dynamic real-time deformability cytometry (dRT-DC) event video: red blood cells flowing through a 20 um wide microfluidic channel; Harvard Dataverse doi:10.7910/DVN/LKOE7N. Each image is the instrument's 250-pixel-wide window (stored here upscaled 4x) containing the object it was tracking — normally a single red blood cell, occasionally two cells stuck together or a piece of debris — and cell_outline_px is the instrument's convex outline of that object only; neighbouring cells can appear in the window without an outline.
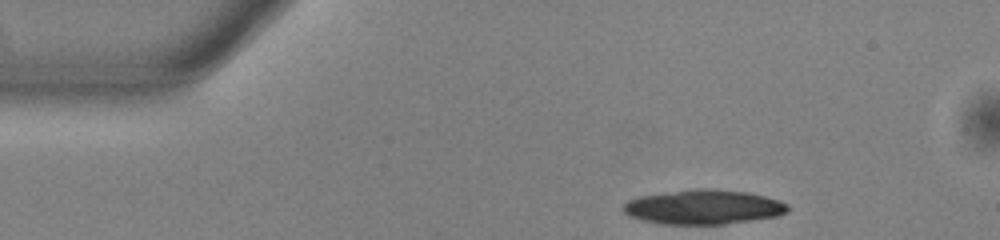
{"species": "common noctule bat (a hibernating species)", "species_latin": "Nyctalus noctula", "temperature_condition": "warm", "stored_images_in_passage": 30, "camera_frame_rate_fps": 3000, "um_per_image_px": 0.085, "animal": {"sex": "male", "body_mass_g": 13.0, "forearm_length_mm": 53.1}, "frame": {"image": 1, "passage_image": 1, "time_ms": 0.0, "image_size_px": [1000, 240], "cell_outline_px": [[792, 208], [776, 216], [724, 224], [660, 224], [644, 220], [632, 216], [624, 212], [620, 208], [628, 200], [640, 196], [664, 192], [692, 188], [712, 188], [748, 192], [780, 200], [788, 204]], "centroid_in_image_um": [59.79, 17.58], "position_along_channel_um": 25.2, "area_um2": 33.18}}
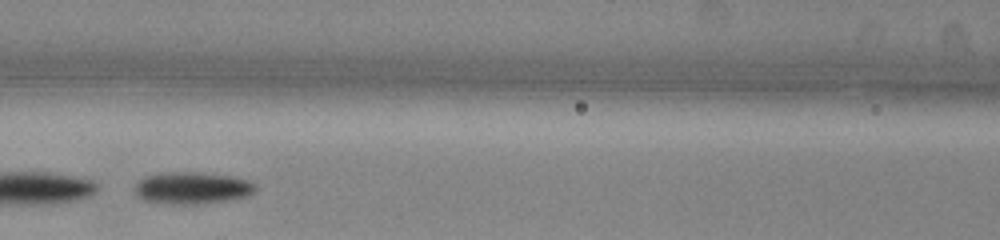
{"frame": {"image": 2, "passage_image": 16, "time_ms": 5.0, "image_size_px": [1000, 240], "cell_outline_px": [[256, 188], [252, 192], [244, 196], [228, 200], [200, 204], [172, 204], [144, 200], [136, 196], [136, 180], [144, 176], [160, 172], [196, 172], [232, 176], [248, 180], [256, 184]], "centroid_in_image_um": [16.28, 15.96], "position_along_channel_um": 150.3, "area_um2": 22.54}}
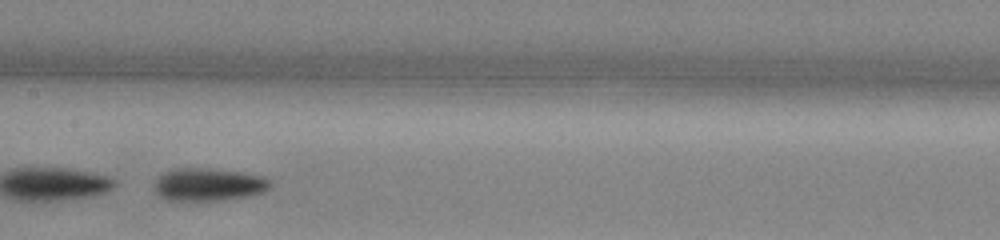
{"frame": {"image": 3, "passage_image": 19, "time_ms": 6.0, "image_size_px": [1000, 240], "cell_outline_px": [[272, 188], [264, 192], [248, 196], [220, 200], [168, 200], [160, 196], [152, 188], [152, 184], [164, 172], [176, 168], [220, 168], [264, 176], [272, 180]], "centroid_in_image_um": [17.77, 15.66], "position_along_channel_um": 189.6, "area_um2": 22.6}}